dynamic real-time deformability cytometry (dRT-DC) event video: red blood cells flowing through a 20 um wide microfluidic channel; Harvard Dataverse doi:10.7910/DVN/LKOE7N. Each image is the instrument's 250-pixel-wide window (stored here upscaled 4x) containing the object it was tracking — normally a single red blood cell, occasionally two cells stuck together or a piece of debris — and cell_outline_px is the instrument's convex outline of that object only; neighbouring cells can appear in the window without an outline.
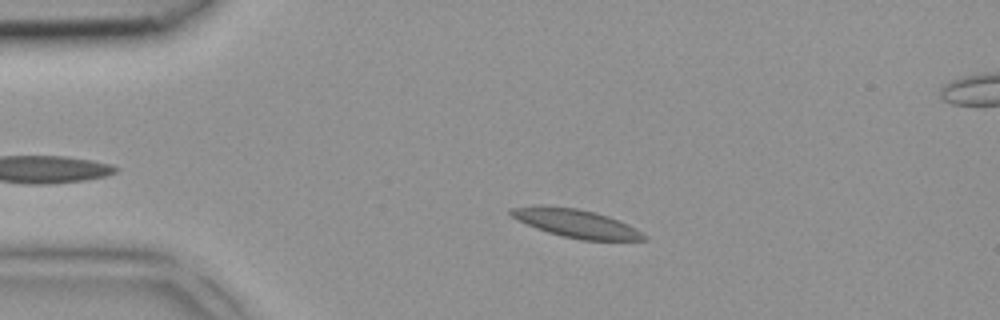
{"species": "common noctule bat (a hibernating species)", "species_latin": "Nyctalus noctula", "temperature_condition": "room temperature", "stored_images_in_passage": 4, "camera_frame_rate_fps": 3000, "um_per_image_px": 0.085, "animal": {"sex": "female", "body_mass_g": 18.4}, "frame": {"image": 1, "passage_image": 3, "time_ms": 0.667, "image_size_px": [1000, 320], "cell_outline_px": [[648, 240], [580, 240], [548, 232], [536, 228], [516, 220], [508, 212], [508, 208], [540, 204], [576, 208], [596, 212], [608, 216], [628, 224], [636, 228], [648, 236]], "centroid_in_image_um": [48.94, 18.97], "position_along_channel_um": 36.1, "area_um2": 22.2}}